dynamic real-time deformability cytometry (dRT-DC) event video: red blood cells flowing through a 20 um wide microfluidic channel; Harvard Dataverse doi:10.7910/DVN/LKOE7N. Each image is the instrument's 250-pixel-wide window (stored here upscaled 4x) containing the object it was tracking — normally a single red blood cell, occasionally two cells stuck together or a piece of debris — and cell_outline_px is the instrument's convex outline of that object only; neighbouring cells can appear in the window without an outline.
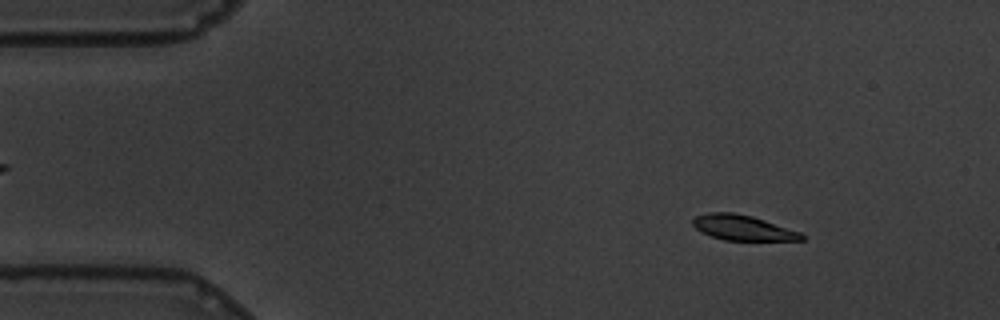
{"species": "common noctule bat (a hibernating species)", "species_latin": "Nyctalus noctula", "temperature_condition": "warm", "stored_images_in_passage": 58, "camera_frame_rate_fps": 3000, "um_per_image_px": 0.085, "animal": {"sex": "male", "body_mass_g": 19.5, "forearm_length_mm": 54.6}, "frame": {"image": 1, "passage_image": 7, "time_ms": 2.0, "image_size_px": [1000, 320], "cell_outline_px": [[808, 236], [804, 240], [724, 240], [700, 232], [692, 224], [692, 220], [696, 216], [708, 212], [732, 212], [752, 216], [800, 232]], "centroid_in_image_um": [63.13, 19.35], "position_along_channel_um": 21.9, "area_um2": 15.95}}
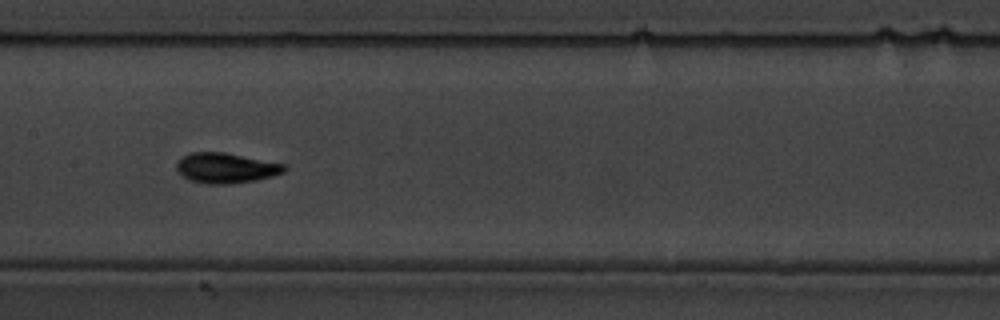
{"frame": {"image": 2, "passage_image": 28, "time_ms": 9.0, "image_size_px": [1000, 320], "cell_outline_px": [[288, 168], [284, 172], [272, 176], [256, 180], [232, 184], [204, 184], [192, 180], [184, 176], [176, 168], [176, 164], [184, 156], [192, 152], [224, 152], [288, 164]], "centroid_in_image_um": [19.28, 14.28], "position_along_channel_um": 188.1, "area_um2": 19.02}}
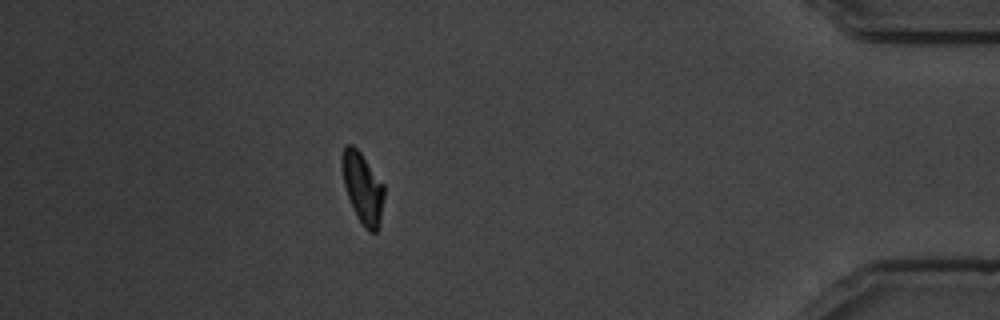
{"frame": {"image": 3, "passage_image": 51, "time_ms": 16.667, "image_size_px": [1000, 320], "cell_outline_px": [[384, 196], [380, 224], [376, 232], [368, 232], [364, 228], [356, 216], [348, 196], [344, 184], [340, 164], [340, 156], [344, 144], [352, 144], [360, 152], [384, 184]], "centroid_in_image_um": [30.81, 15.95], "position_along_channel_um": 404.4, "area_um2": 17.63}, "authors_computed_cell_mechanics": {"area_um2": 17.8313, "velocity_mm_per_s": 3.4544, "shape_relaxation_time_tau1_ms": 2.6548, "shape_relaxation_time_tau2_ms": 1.7365, "deformation_change_tau1": 0.1542, "deformation_change_tau2": 0.0582}}